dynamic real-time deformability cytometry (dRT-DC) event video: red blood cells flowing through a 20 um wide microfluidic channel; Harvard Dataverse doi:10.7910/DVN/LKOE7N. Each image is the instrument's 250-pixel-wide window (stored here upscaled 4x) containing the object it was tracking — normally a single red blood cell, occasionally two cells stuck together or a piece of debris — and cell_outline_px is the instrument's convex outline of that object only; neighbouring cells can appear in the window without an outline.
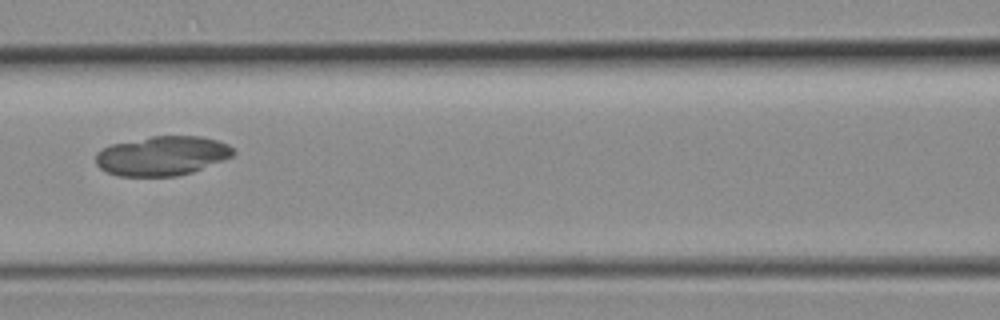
{"species": "common noctule bat (a hibernating species)", "species_latin": "Nyctalus noctula", "temperature_condition": "room temperature", "stored_images_in_passage": 3, "camera_frame_rate_fps": 3000, "um_per_image_px": 0.085, "animal": {"sex": "female", "body_mass_g": 19.3, "forearm_length_mm": 54.1}, "frame": {"image": 1, "passage_image": 3, "time_ms": 0.667, "image_size_px": [1000, 320], "cell_outline_px": [[236, 152], [232, 156], [192, 172], [176, 176], [120, 176], [108, 172], [100, 168], [96, 164], [96, 152], [112, 144], [152, 136], [200, 136], [216, 140], [228, 144]], "centroid_in_image_um": [13.77, 13.24], "position_along_channel_um": 152.8, "area_um2": 31.33}}